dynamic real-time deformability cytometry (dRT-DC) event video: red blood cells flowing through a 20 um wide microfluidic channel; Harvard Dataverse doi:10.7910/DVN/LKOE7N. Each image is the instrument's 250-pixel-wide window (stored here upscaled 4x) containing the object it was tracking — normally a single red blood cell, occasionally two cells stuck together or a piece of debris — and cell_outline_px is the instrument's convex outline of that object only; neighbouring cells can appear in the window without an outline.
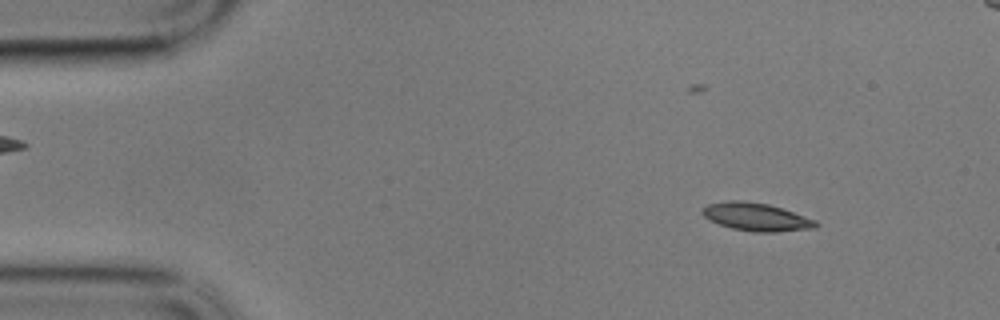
{"species": "common noctule bat (a hibernating species)", "species_latin": "Nyctalus noctula", "temperature_condition": "cold", "stored_images_in_passage": 58, "camera_frame_rate_fps": 3000, "um_per_image_px": 0.085, "animal": {"sex": "male", "body_mass_g": 17.9}, "frame": {"image": 1, "passage_image": 6, "time_ms": 1.667, "image_size_px": [1000, 320], "cell_outline_px": [[820, 224], [816, 228], [776, 232], [752, 232], [732, 228], [708, 220], [700, 212], [708, 204], [728, 200], [744, 200], [768, 204], [816, 220]], "centroid_in_image_um": [64.27, 18.44], "position_along_channel_um": 20.7, "area_um2": 18.5}}
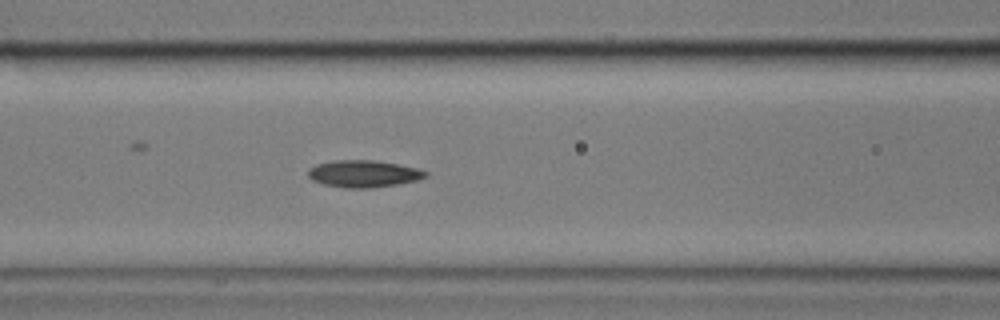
{"frame": {"image": 2, "passage_image": 23, "time_ms": 7.333, "image_size_px": [1000, 320], "cell_outline_px": [[428, 176], [416, 180], [396, 184], [372, 188], [344, 188], [324, 184], [312, 180], [308, 176], [308, 168], [316, 164], [332, 160], [376, 160], [420, 168], [428, 172]], "centroid_in_image_um": [30.9, 14.76], "position_along_channel_um": 135.7, "area_um2": 18.67}}
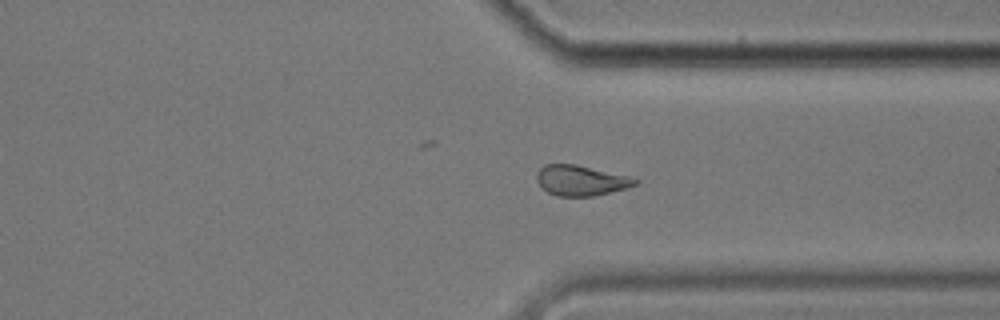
{"frame": {"image": 3, "passage_image": 43, "time_ms": 14.0, "image_size_px": [1000, 320], "cell_outline_px": [[640, 180], [636, 184], [624, 188], [592, 196], [556, 196], [540, 188], [536, 180], [536, 172], [544, 164], [576, 164], [628, 176]], "centroid_in_image_um": [49.3, 15.33], "position_along_channel_um": 362.1, "area_um2": 17.34}, "authors_computed_cell_mechanics": {"area_um2": 18.1492, "velocity_mm_per_s": 3.3933, "shape_relaxation_time_tau1_ms": 3.9682, "shape_relaxation_time_tau2_ms": 4.679, "deformation_change_tau1": 0.1154, "deformation_change_tau2": 0.1036}}